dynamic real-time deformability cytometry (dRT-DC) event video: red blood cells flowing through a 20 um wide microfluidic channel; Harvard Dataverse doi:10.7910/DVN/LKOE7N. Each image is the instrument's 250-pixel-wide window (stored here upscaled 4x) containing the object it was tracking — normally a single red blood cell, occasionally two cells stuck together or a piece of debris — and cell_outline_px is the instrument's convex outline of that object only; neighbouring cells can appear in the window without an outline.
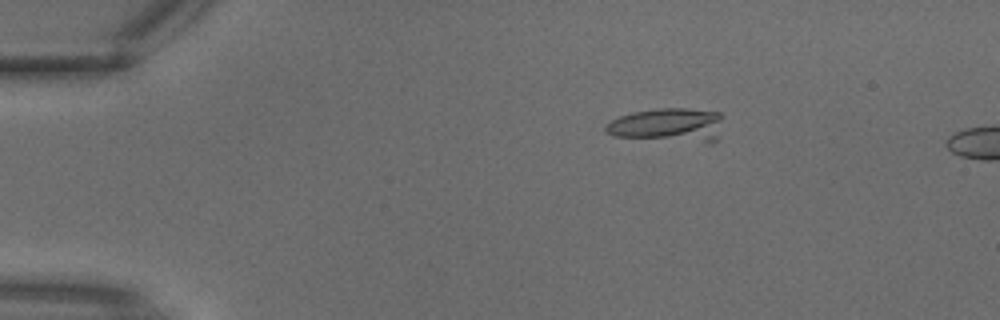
{"species": "common noctule bat (a hibernating species)", "species_latin": "Nyctalus noctula", "temperature_condition": "warm", "stored_images_in_passage": 3, "camera_frame_rate_fps": 3000, "um_per_image_px": 0.085, "animal": {"sex": "male", "body_mass_g": 18.8}, "frame": {"image": 1, "passage_image": 3, "time_ms": 0.667, "image_size_px": [1000, 320], "cell_outline_px": [[724, 116], [716, 140], [712, 144], [708, 144], [612, 136], [604, 132], [604, 128], [612, 120], [620, 116], [632, 112], [656, 108], [688, 108], [720, 112]], "centroid_in_image_um": [56.83, 10.64], "position_along_channel_um": 28.2, "area_um2": 23.87}}